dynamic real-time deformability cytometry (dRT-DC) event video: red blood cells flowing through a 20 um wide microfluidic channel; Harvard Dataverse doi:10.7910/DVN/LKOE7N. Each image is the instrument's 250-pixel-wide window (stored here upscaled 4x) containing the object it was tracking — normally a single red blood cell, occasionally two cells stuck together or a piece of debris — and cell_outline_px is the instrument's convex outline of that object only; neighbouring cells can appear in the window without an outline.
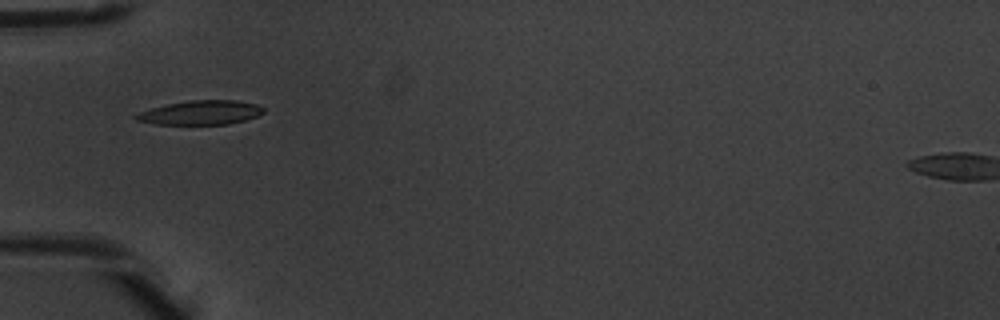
{"species": "common noctule bat (a hibernating species)", "species_latin": "Nyctalus noctula", "temperature_condition": "warm", "stored_images_in_passage": 8, "camera_frame_rate_fps": 3000, "um_per_image_px": 0.085, "animal": {"sex": "male", "body_mass_g": 20.1, "forearm_length_mm": 53.5}, "frame": {"image": 1, "passage_image": 6, "time_ms": 1.667, "image_size_px": [1000, 320], "cell_outline_px": [[264, 112], [256, 116], [244, 120], [228, 124], [152, 124], [136, 120], [132, 116], [140, 112], [152, 108], [168, 104], [188, 100], [236, 100], [256, 104], [264, 108]], "centroid_in_image_um": [17.04, 9.57], "position_along_channel_um": 68.0, "area_um2": 17.86}}
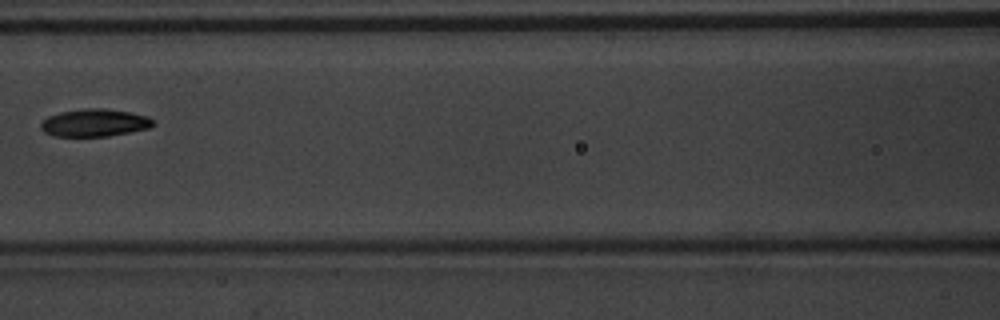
{"frame": {"image": 2, "passage_image": 8, "time_ms": 2.333, "image_size_px": [1000, 320], "cell_outline_px": [[156, 124], [148, 128], [108, 136], [52, 136], [44, 132], [40, 128], [40, 124], [48, 116], [60, 112], [84, 108], [104, 108], [128, 112], [148, 116]], "centroid_in_image_um": [8.01, 10.43], "position_along_channel_um": 158.6, "area_um2": 17.98}}